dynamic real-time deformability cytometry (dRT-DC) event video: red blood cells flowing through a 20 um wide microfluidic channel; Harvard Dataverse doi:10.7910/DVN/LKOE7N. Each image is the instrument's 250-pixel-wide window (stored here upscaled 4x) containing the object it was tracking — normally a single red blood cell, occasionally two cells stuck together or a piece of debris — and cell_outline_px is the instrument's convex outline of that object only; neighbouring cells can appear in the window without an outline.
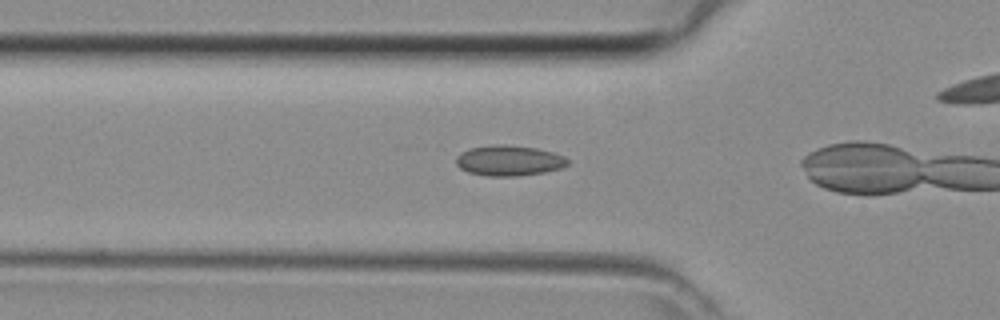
{"species": "common noctule bat (a hibernating species)", "species_latin": "Nyctalus noctula", "temperature_condition": "room temperature", "stored_images_in_passage": 13, "camera_frame_rate_fps": 3000, "um_per_image_px": 0.085, "animal": {"sex": "female", "body_mass_g": 29.2, "forearm_length_mm": 56.3}, "frame": {"image": 1, "passage_image": 11, "time_ms": 3.333, "image_size_px": [1000, 320], "cell_outline_px": [[568, 164], [560, 168], [544, 172], [516, 176], [488, 176], [468, 172], [460, 168], [456, 164], [456, 156], [460, 152], [472, 148], [504, 144], [536, 148], [552, 152], [564, 156], [568, 160]], "centroid_in_image_um": [43.25, 13.65], "position_along_channel_um": 82.5, "area_um2": 19.59}}